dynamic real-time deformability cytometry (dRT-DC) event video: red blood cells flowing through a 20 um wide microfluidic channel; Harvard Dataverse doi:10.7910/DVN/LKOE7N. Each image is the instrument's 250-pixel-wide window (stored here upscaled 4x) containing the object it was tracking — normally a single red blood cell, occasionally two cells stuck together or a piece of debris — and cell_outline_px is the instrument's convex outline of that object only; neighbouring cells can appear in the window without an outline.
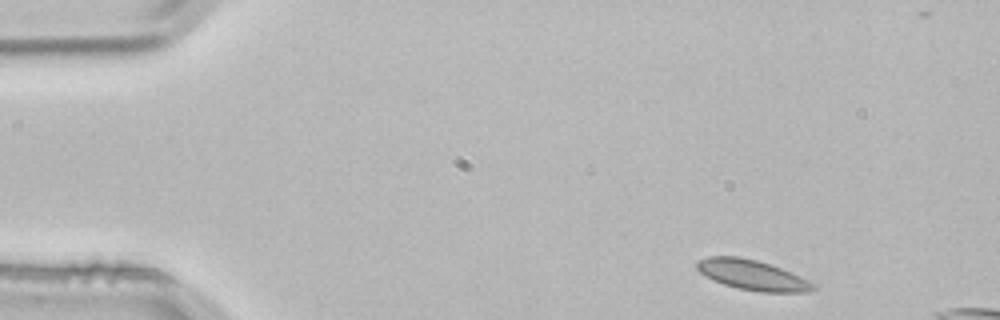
{"species": "common noctule bat (a hibernating species)", "species_latin": "Nyctalus noctula", "temperature_condition": "room temperature", "stored_images_in_passage": 3, "camera_frame_rate_fps": 3000, "um_per_image_px": 0.085, "animal": {"sex": "male", "body_mass_g": 21.5, "forearm_length_mm": 52.0}, "frame": {"image": 1, "passage_image": 1, "time_ms": 0.0, "image_size_px": [1000, 320], "cell_outline_px": [[816, 288], [808, 292], [760, 292], [736, 288], [724, 284], [700, 272], [696, 268], [696, 260], [708, 256], [736, 256], [756, 260], [780, 268], [808, 280], [816, 284]], "centroid_in_image_um": [63.94, 23.37], "position_along_channel_um": 21.1, "area_um2": 20.17}}